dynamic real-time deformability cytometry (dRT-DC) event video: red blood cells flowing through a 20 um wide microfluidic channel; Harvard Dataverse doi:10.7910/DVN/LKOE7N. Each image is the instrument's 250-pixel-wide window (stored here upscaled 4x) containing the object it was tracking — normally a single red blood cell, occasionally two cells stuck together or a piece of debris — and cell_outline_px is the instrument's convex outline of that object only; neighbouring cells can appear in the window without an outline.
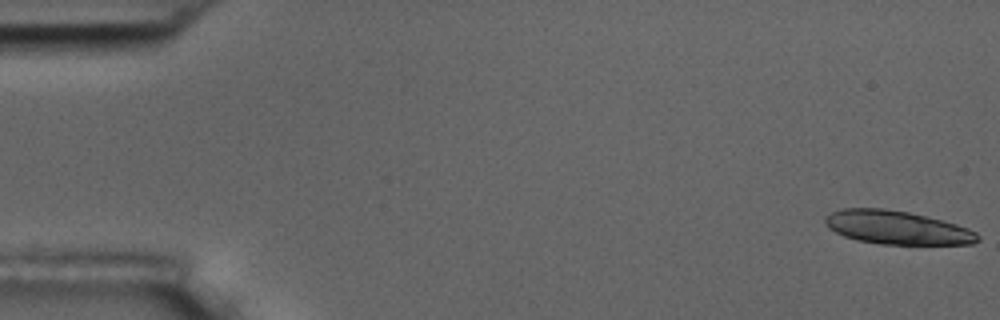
{"species": "common noctule bat (a hibernating species)", "species_latin": "Nyctalus noctula", "temperature_condition": "room temperature", "stored_images_in_passage": 7, "camera_frame_rate_fps": 3000, "um_per_image_px": 0.085, "animal": {"sex": "male", "body_mass_g": 17.5, "forearm_length_mm": 52.3}, "frame": {"image": 1, "passage_image": 1, "time_ms": 0.0, "image_size_px": [1000, 320], "cell_outline_px": [[980, 240], [972, 244], [880, 244], [856, 240], [844, 236], [828, 228], [824, 220], [824, 216], [840, 208], [884, 208], [908, 212], [956, 224], [968, 228], [976, 232], [980, 236]], "centroid_in_image_um": [76.22, 19.34], "position_along_channel_um": 8.8, "area_um2": 29.77}}